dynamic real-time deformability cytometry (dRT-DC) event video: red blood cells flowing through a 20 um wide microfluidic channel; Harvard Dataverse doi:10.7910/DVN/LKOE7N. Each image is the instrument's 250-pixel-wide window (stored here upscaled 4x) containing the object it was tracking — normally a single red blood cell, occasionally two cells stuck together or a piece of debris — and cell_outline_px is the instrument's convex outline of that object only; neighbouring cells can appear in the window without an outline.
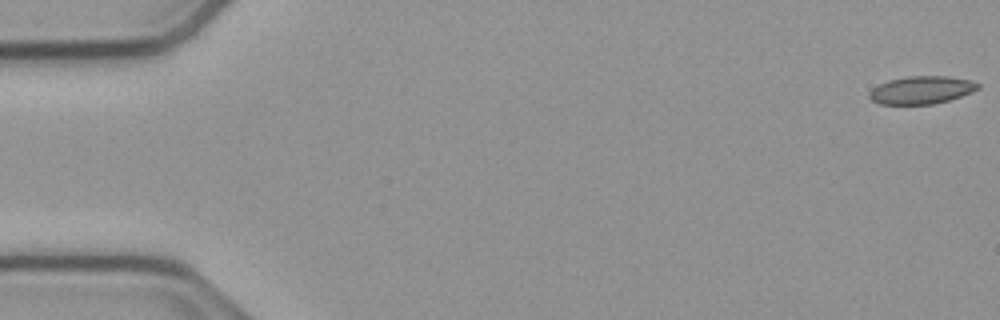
{"species": "common noctule bat (a hibernating species)", "species_latin": "Nyctalus noctula", "temperature_condition": "cold", "stored_images_in_passage": 47, "camera_frame_rate_fps": 3000, "um_per_image_px": 0.085, "animal": {"sex": "male", "body_mass_g": 23.1, "forearm_length_mm": 52.7}, "frame": {"image": 1, "passage_image": 1, "time_ms": 0.0, "image_size_px": [1000, 320], "cell_outline_px": [[980, 88], [972, 92], [948, 100], [932, 104], [880, 104], [872, 100], [868, 96], [868, 92], [872, 88], [888, 80], [908, 76], [948, 76], [972, 80], [980, 84]], "centroid_in_image_um": [78.33, 7.64], "position_along_channel_um": 6.7, "area_um2": 17.63}}
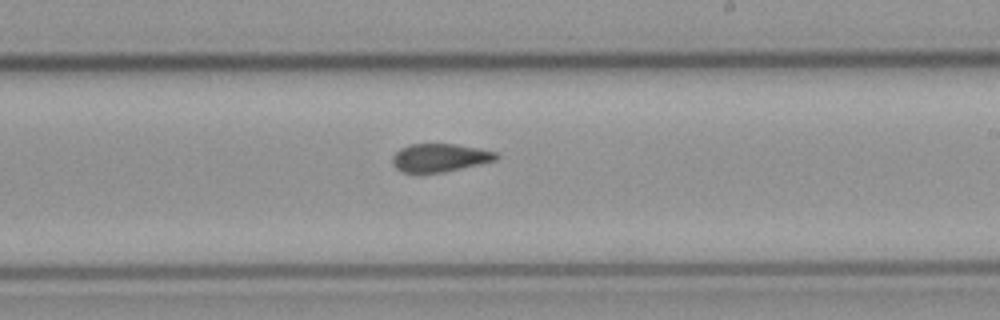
{"frame": {"image": 2, "passage_image": 32, "time_ms": 10.333, "image_size_px": [1000, 320], "cell_outline_px": [[500, 156], [496, 160], [444, 172], [420, 176], [400, 172], [392, 164], [392, 156], [400, 148], [412, 144], [456, 144], [496, 152]], "centroid_in_image_um": [37.3, 13.45], "position_along_channel_um": 251.7, "area_um2": 17.51}}
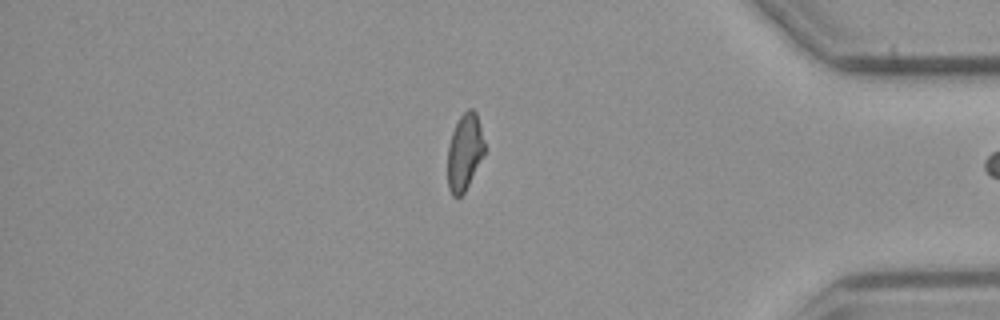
{"frame": {"image": 3, "passage_image": 46, "time_ms": 15.0, "image_size_px": [1000, 320], "cell_outline_px": [[484, 152], [464, 192], [460, 196], [452, 196], [448, 188], [448, 144], [452, 132], [460, 116], [468, 108], [472, 108], [476, 112], [480, 124], [484, 140]], "centroid_in_image_um": [39.47, 12.89], "position_along_channel_um": 395.7, "area_um2": 16.18}}